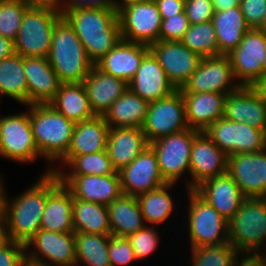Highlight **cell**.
Returning <instances> with one entry per match:
<instances>
[{"instance_id":"6da1fadb","label":"cell","mask_w":266,"mask_h":266,"mask_svg":"<svg viewBox=\"0 0 266 266\" xmlns=\"http://www.w3.org/2000/svg\"><path fill=\"white\" fill-rule=\"evenodd\" d=\"M59 182L57 174L49 172L13 199L6 195L4 218L10 240L25 245L41 229L47 194Z\"/></svg>"},{"instance_id":"7a4b0ae2","label":"cell","mask_w":266,"mask_h":266,"mask_svg":"<svg viewBox=\"0 0 266 266\" xmlns=\"http://www.w3.org/2000/svg\"><path fill=\"white\" fill-rule=\"evenodd\" d=\"M63 17L73 27L95 64L121 39L118 13L108 8H85L66 12Z\"/></svg>"},{"instance_id":"3957f363","label":"cell","mask_w":266,"mask_h":266,"mask_svg":"<svg viewBox=\"0 0 266 266\" xmlns=\"http://www.w3.org/2000/svg\"><path fill=\"white\" fill-rule=\"evenodd\" d=\"M29 120L39 155L49 164L43 174L49 173L66 155L76 123L49 103L29 105Z\"/></svg>"},{"instance_id":"277c9868","label":"cell","mask_w":266,"mask_h":266,"mask_svg":"<svg viewBox=\"0 0 266 266\" xmlns=\"http://www.w3.org/2000/svg\"><path fill=\"white\" fill-rule=\"evenodd\" d=\"M47 59L61 83H82L94 65L63 16L54 26Z\"/></svg>"},{"instance_id":"5b68a950","label":"cell","mask_w":266,"mask_h":266,"mask_svg":"<svg viewBox=\"0 0 266 266\" xmlns=\"http://www.w3.org/2000/svg\"><path fill=\"white\" fill-rule=\"evenodd\" d=\"M228 237L238 252H266V198L243 200L228 221Z\"/></svg>"},{"instance_id":"8992f818","label":"cell","mask_w":266,"mask_h":266,"mask_svg":"<svg viewBox=\"0 0 266 266\" xmlns=\"http://www.w3.org/2000/svg\"><path fill=\"white\" fill-rule=\"evenodd\" d=\"M187 218L185 230L190 248L220 245L229 242L228 221L195 190H186Z\"/></svg>"},{"instance_id":"52a82bcc","label":"cell","mask_w":266,"mask_h":266,"mask_svg":"<svg viewBox=\"0 0 266 266\" xmlns=\"http://www.w3.org/2000/svg\"><path fill=\"white\" fill-rule=\"evenodd\" d=\"M61 17L56 9L29 7L14 40L16 54L22 57H47L54 26Z\"/></svg>"},{"instance_id":"ba28073f","label":"cell","mask_w":266,"mask_h":266,"mask_svg":"<svg viewBox=\"0 0 266 266\" xmlns=\"http://www.w3.org/2000/svg\"><path fill=\"white\" fill-rule=\"evenodd\" d=\"M27 111L0 116V158L17 163H34L39 155Z\"/></svg>"},{"instance_id":"9c48e42d","label":"cell","mask_w":266,"mask_h":266,"mask_svg":"<svg viewBox=\"0 0 266 266\" xmlns=\"http://www.w3.org/2000/svg\"><path fill=\"white\" fill-rule=\"evenodd\" d=\"M25 253L28 266H74L75 233L40 229L25 244Z\"/></svg>"},{"instance_id":"30bf717a","label":"cell","mask_w":266,"mask_h":266,"mask_svg":"<svg viewBox=\"0 0 266 266\" xmlns=\"http://www.w3.org/2000/svg\"><path fill=\"white\" fill-rule=\"evenodd\" d=\"M199 132L188 128L149 143L156 153L160 173L167 183H178L181 176L186 172L189 174L192 143Z\"/></svg>"},{"instance_id":"8fae6325","label":"cell","mask_w":266,"mask_h":266,"mask_svg":"<svg viewBox=\"0 0 266 266\" xmlns=\"http://www.w3.org/2000/svg\"><path fill=\"white\" fill-rule=\"evenodd\" d=\"M228 57L238 83L251 87L266 76V32L250 28Z\"/></svg>"},{"instance_id":"7c38bea8","label":"cell","mask_w":266,"mask_h":266,"mask_svg":"<svg viewBox=\"0 0 266 266\" xmlns=\"http://www.w3.org/2000/svg\"><path fill=\"white\" fill-rule=\"evenodd\" d=\"M204 132L227 156L260 152L266 148L265 131L223 117L213 122Z\"/></svg>"},{"instance_id":"4fadbf2b","label":"cell","mask_w":266,"mask_h":266,"mask_svg":"<svg viewBox=\"0 0 266 266\" xmlns=\"http://www.w3.org/2000/svg\"><path fill=\"white\" fill-rule=\"evenodd\" d=\"M188 128L185 103L179 89L169 96L149 103L142 127L148 143Z\"/></svg>"},{"instance_id":"5bb4252c","label":"cell","mask_w":266,"mask_h":266,"mask_svg":"<svg viewBox=\"0 0 266 266\" xmlns=\"http://www.w3.org/2000/svg\"><path fill=\"white\" fill-rule=\"evenodd\" d=\"M238 83L228 55L202 57L197 70L179 89L181 93L219 92L229 94L238 90Z\"/></svg>"},{"instance_id":"9a60e30c","label":"cell","mask_w":266,"mask_h":266,"mask_svg":"<svg viewBox=\"0 0 266 266\" xmlns=\"http://www.w3.org/2000/svg\"><path fill=\"white\" fill-rule=\"evenodd\" d=\"M118 19L121 39L148 46L159 41L162 17L154 0L125 6Z\"/></svg>"},{"instance_id":"2e32d148","label":"cell","mask_w":266,"mask_h":266,"mask_svg":"<svg viewBox=\"0 0 266 266\" xmlns=\"http://www.w3.org/2000/svg\"><path fill=\"white\" fill-rule=\"evenodd\" d=\"M228 156L206 135L199 132L193 140L190 171L185 189L194 190L204 180L227 173Z\"/></svg>"},{"instance_id":"e0dca14e","label":"cell","mask_w":266,"mask_h":266,"mask_svg":"<svg viewBox=\"0 0 266 266\" xmlns=\"http://www.w3.org/2000/svg\"><path fill=\"white\" fill-rule=\"evenodd\" d=\"M227 173L246 198H266V148L254 153L229 154Z\"/></svg>"},{"instance_id":"ac0fdd59","label":"cell","mask_w":266,"mask_h":266,"mask_svg":"<svg viewBox=\"0 0 266 266\" xmlns=\"http://www.w3.org/2000/svg\"><path fill=\"white\" fill-rule=\"evenodd\" d=\"M119 176L122 193L136 197L167 184L160 173L156 153L150 145L122 168Z\"/></svg>"},{"instance_id":"d6986e66","label":"cell","mask_w":266,"mask_h":266,"mask_svg":"<svg viewBox=\"0 0 266 266\" xmlns=\"http://www.w3.org/2000/svg\"><path fill=\"white\" fill-rule=\"evenodd\" d=\"M149 47L176 89H180L197 70L202 59L181 41H157Z\"/></svg>"},{"instance_id":"ffe728a7","label":"cell","mask_w":266,"mask_h":266,"mask_svg":"<svg viewBox=\"0 0 266 266\" xmlns=\"http://www.w3.org/2000/svg\"><path fill=\"white\" fill-rule=\"evenodd\" d=\"M58 178L70 190L75 199L108 206L123 194L117 171L106 176H58Z\"/></svg>"},{"instance_id":"44dd1931","label":"cell","mask_w":266,"mask_h":266,"mask_svg":"<svg viewBox=\"0 0 266 266\" xmlns=\"http://www.w3.org/2000/svg\"><path fill=\"white\" fill-rule=\"evenodd\" d=\"M128 88L149 103L177 90L151 51L142 59L135 76L128 83Z\"/></svg>"},{"instance_id":"7402d4cb","label":"cell","mask_w":266,"mask_h":266,"mask_svg":"<svg viewBox=\"0 0 266 266\" xmlns=\"http://www.w3.org/2000/svg\"><path fill=\"white\" fill-rule=\"evenodd\" d=\"M194 190L227 221L246 198L228 173L206 179Z\"/></svg>"},{"instance_id":"603a6c76","label":"cell","mask_w":266,"mask_h":266,"mask_svg":"<svg viewBox=\"0 0 266 266\" xmlns=\"http://www.w3.org/2000/svg\"><path fill=\"white\" fill-rule=\"evenodd\" d=\"M149 51L150 47L146 44L120 39L95 65L103 72L129 83Z\"/></svg>"},{"instance_id":"cb8c5ba5","label":"cell","mask_w":266,"mask_h":266,"mask_svg":"<svg viewBox=\"0 0 266 266\" xmlns=\"http://www.w3.org/2000/svg\"><path fill=\"white\" fill-rule=\"evenodd\" d=\"M222 117L266 132V106L251 87L241 86L227 95Z\"/></svg>"},{"instance_id":"d4e9b609","label":"cell","mask_w":266,"mask_h":266,"mask_svg":"<svg viewBox=\"0 0 266 266\" xmlns=\"http://www.w3.org/2000/svg\"><path fill=\"white\" fill-rule=\"evenodd\" d=\"M28 105L50 103L61 82L47 57H24Z\"/></svg>"},{"instance_id":"484cf974","label":"cell","mask_w":266,"mask_h":266,"mask_svg":"<svg viewBox=\"0 0 266 266\" xmlns=\"http://www.w3.org/2000/svg\"><path fill=\"white\" fill-rule=\"evenodd\" d=\"M147 146L149 143L142 128L109 127L106 150L117 172L129 165Z\"/></svg>"},{"instance_id":"4316f807","label":"cell","mask_w":266,"mask_h":266,"mask_svg":"<svg viewBox=\"0 0 266 266\" xmlns=\"http://www.w3.org/2000/svg\"><path fill=\"white\" fill-rule=\"evenodd\" d=\"M82 84L95 116H104L112 103L128 89L127 82L103 72L95 64Z\"/></svg>"},{"instance_id":"83f0119b","label":"cell","mask_w":266,"mask_h":266,"mask_svg":"<svg viewBox=\"0 0 266 266\" xmlns=\"http://www.w3.org/2000/svg\"><path fill=\"white\" fill-rule=\"evenodd\" d=\"M227 95L219 92L182 93L189 128L205 131L222 118Z\"/></svg>"},{"instance_id":"f1b7e54d","label":"cell","mask_w":266,"mask_h":266,"mask_svg":"<svg viewBox=\"0 0 266 266\" xmlns=\"http://www.w3.org/2000/svg\"><path fill=\"white\" fill-rule=\"evenodd\" d=\"M72 212V193L59 182L47 194L40 228L51 232L74 233Z\"/></svg>"},{"instance_id":"f546056e","label":"cell","mask_w":266,"mask_h":266,"mask_svg":"<svg viewBox=\"0 0 266 266\" xmlns=\"http://www.w3.org/2000/svg\"><path fill=\"white\" fill-rule=\"evenodd\" d=\"M109 126L103 116L77 122L65 156H82L106 150Z\"/></svg>"},{"instance_id":"4dcf8cb0","label":"cell","mask_w":266,"mask_h":266,"mask_svg":"<svg viewBox=\"0 0 266 266\" xmlns=\"http://www.w3.org/2000/svg\"><path fill=\"white\" fill-rule=\"evenodd\" d=\"M211 21L215 28L221 55H228L236 49L245 33L250 29L240 5L228 10H215Z\"/></svg>"},{"instance_id":"1f68e13d","label":"cell","mask_w":266,"mask_h":266,"mask_svg":"<svg viewBox=\"0 0 266 266\" xmlns=\"http://www.w3.org/2000/svg\"><path fill=\"white\" fill-rule=\"evenodd\" d=\"M107 209L113 236L127 238L146 225L136 196L122 194Z\"/></svg>"},{"instance_id":"d6a6232c","label":"cell","mask_w":266,"mask_h":266,"mask_svg":"<svg viewBox=\"0 0 266 266\" xmlns=\"http://www.w3.org/2000/svg\"><path fill=\"white\" fill-rule=\"evenodd\" d=\"M149 102L134 94L129 88L110 106L103 116L109 127L142 128Z\"/></svg>"},{"instance_id":"836d02e7","label":"cell","mask_w":266,"mask_h":266,"mask_svg":"<svg viewBox=\"0 0 266 266\" xmlns=\"http://www.w3.org/2000/svg\"><path fill=\"white\" fill-rule=\"evenodd\" d=\"M49 104L75 123L95 117L82 83H61L54 99Z\"/></svg>"},{"instance_id":"e575fe53","label":"cell","mask_w":266,"mask_h":266,"mask_svg":"<svg viewBox=\"0 0 266 266\" xmlns=\"http://www.w3.org/2000/svg\"><path fill=\"white\" fill-rule=\"evenodd\" d=\"M74 233L111 235L107 206L73 198Z\"/></svg>"},{"instance_id":"d590c367","label":"cell","mask_w":266,"mask_h":266,"mask_svg":"<svg viewBox=\"0 0 266 266\" xmlns=\"http://www.w3.org/2000/svg\"><path fill=\"white\" fill-rule=\"evenodd\" d=\"M10 97L21 105H28L27 79L24 71V57L14 54L0 60V101Z\"/></svg>"},{"instance_id":"8d00e7d4","label":"cell","mask_w":266,"mask_h":266,"mask_svg":"<svg viewBox=\"0 0 266 266\" xmlns=\"http://www.w3.org/2000/svg\"><path fill=\"white\" fill-rule=\"evenodd\" d=\"M58 163L62 165L61 168H52L51 170L57 176H106L116 172L107 150L82 156H64Z\"/></svg>"},{"instance_id":"74e56055","label":"cell","mask_w":266,"mask_h":266,"mask_svg":"<svg viewBox=\"0 0 266 266\" xmlns=\"http://www.w3.org/2000/svg\"><path fill=\"white\" fill-rule=\"evenodd\" d=\"M175 185L176 183H167L156 190L137 196L146 225H163L166 220L168 221L171 214H174L173 211L177 208H175V202L172 197L171 189H173Z\"/></svg>"},{"instance_id":"f35d334b","label":"cell","mask_w":266,"mask_h":266,"mask_svg":"<svg viewBox=\"0 0 266 266\" xmlns=\"http://www.w3.org/2000/svg\"><path fill=\"white\" fill-rule=\"evenodd\" d=\"M110 235L75 233L76 264L111 266L108 248Z\"/></svg>"},{"instance_id":"ab89813d","label":"cell","mask_w":266,"mask_h":266,"mask_svg":"<svg viewBox=\"0 0 266 266\" xmlns=\"http://www.w3.org/2000/svg\"><path fill=\"white\" fill-rule=\"evenodd\" d=\"M181 42L201 57L220 56L215 28L212 21L190 24Z\"/></svg>"},{"instance_id":"60d3db41","label":"cell","mask_w":266,"mask_h":266,"mask_svg":"<svg viewBox=\"0 0 266 266\" xmlns=\"http://www.w3.org/2000/svg\"><path fill=\"white\" fill-rule=\"evenodd\" d=\"M192 265L190 266H232L238 251L230 243L189 248Z\"/></svg>"},{"instance_id":"b9f144b4","label":"cell","mask_w":266,"mask_h":266,"mask_svg":"<svg viewBox=\"0 0 266 266\" xmlns=\"http://www.w3.org/2000/svg\"><path fill=\"white\" fill-rule=\"evenodd\" d=\"M28 8L22 0H0V35L14 41Z\"/></svg>"},{"instance_id":"7bdbcfd3","label":"cell","mask_w":266,"mask_h":266,"mask_svg":"<svg viewBox=\"0 0 266 266\" xmlns=\"http://www.w3.org/2000/svg\"><path fill=\"white\" fill-rule=\"evenodd\" d=\"M154 226L145 225L142 229L127 237L135 254L137 261L145 260L153 255L159 247L160 235Z\"/></svg>"},{"instance_id":"ee69618b","label":"cell","mask_w":266,"mask_h":266,"mask_svg":"<svg viewBox=\"0 0 266 266\" xmlns=\"http://www.w3.org/2000/svg\"><path fill=\"white\" fill-rule=\"evenodd\" d=\"M108 254L111 266H126L137 261L134 250L126 237L110 235Z\"/></svg>"},{"instance_id":"f6af8a7d","label":"cell","mask_w":266,"mask_h":266,"mask_svg":"<svg viewBox=\"0 0 266 266\" xmlns=\"http://www.w3.org/2000/svg\"><path fill=\"white\" fill-rule=\"evenodd\" d=\"M189 26L185 11L162 19L159 41H181Z\"/></svg>"},{"instance_id":"bcb514c9","label":"cell","mask_w":266,"mask_h":266,"mask_svg":"<svg viewBox=\"0 0 266 266\" xmlns=\"http://www.w3.org/2000/svg\"><path fill=\"white\" fill-rule=\"evenodd\" d=\"M184 11L190 24H200L211 21L215 9L212 0H185Z\"/></svg>"},{"instance_id":"7dc6e473","label":"cell","mask_w":266,"mask_h":266,"mask_svg":"<svg viewBox=\"0 0 266 266\" xmlns=\"http://www.w3.org/2000/svg\"><path fill=\"white\" fill-rule=\"evenodd\" d=\"M239 5L248 26L259 29L266 15V0H240Z\"/></svg>"},{"instance_id":"c3c4849f","label":"cell","mask_w":266,"mask_h":266,"mask_svg":"<svg viewBox=\"0 0 266 266\" xmlns=\"http://www.w3.org/2000/svg\"><path fill=\"white\" fill-rule=\"evenodd\" d=\"M0 266H27L25 245L11 240L1 247Z\"/></svg>"},{"instance_id":"681fc988","label":"cell","mask_w":266,"mask_h":266,"mask_svg":"<svg viewBox=\"0 0 266 266\" xmlns=\"http://www.w3.org/2000/svg\"><path fill=\"white\" fill-rule=\"evenodd\" d=\"M85 8H108L114 10V0H62L60 13Z\"/></svg>"},{"instance_id":"f907efd6","label":"cell","mask_w":266,"mask_h":266,"mask_svg":"<svg viewBox=\"0 0 266 266\" xmlns=\"http://www.w3.org/2000/svg\"><path fill=\"white\" fill-rule=\"evenodd\" d=\"M232 266H266V253L238 252Z\"/></svg>"},{"instance_id":"816d5d0a","label":"cell","mask_w":266,"mask_h":266,"mask_svg":"<svg viewBox=\"0 0 266 266\" xmlns=\"http://www.w3.org/2000/svg\"><path fill=\"white\" fill-rule=\"evenodd\" d=\"M162 19L184 12L185 0H154Z\"/></svg>"},{"instance_id":"f5cc1de1","label":"cell","mask_w":266,"mask_h":266,"mask_svg":"<svg viewBox=\"0 0 266 266\" xmlns=\"http://www.w3.org/2000/svg\"><path fill=\"white\" fill-rule=\"evenodd\" d=\"M15 53L16 52H15L14 41L0 35V60L9 58Z\"/></svg>"},{"instance_id":"db71d44e","label":"cell","mask_w":266,"mask_h":266,"mask_svg":"<svg viewBox=\"0 0 266 266\" xmlns=\"http://www.w3.org/2000/svg\"><path fill=\"white\" fill-rule=\"evenodd\" d=\"M29 7H46L60 10L62 0H22Z\"/></svg>"},{"instance_id":"11a10c76","label":"cell","mask_w":266,"mask_h":266,"mask_svg":"<svg viewBox=\"0 0 266 266\" xmlns=\"http://www.w3.org/2000/svg\"><path fill=\"white\" fill-rule=\"evenodd\" d=\"M251 88L259 96L262 103L266 106V76H264L259 81H256Z\"/></svg>"},{"instance_id":"9f6ffc18","label":"cell","mask_w":266,"mask_h":266,"mask_svg":"<svg viewBox=\"0 0 266 266\" xmlns=\"http://www.w3.org/2000/svg\"><path fill=\"white\" fill-rule=\"evenodd\" d=\"M240 0H212L215 10H228L239 5Z\"/></svg>"},{"instance_id":"6f0895ef","label":"cell","mask_w":266,"mask_h":266,"mask_svg":"<svg viewBox=\"0 0 266 266\" xmlns=\"http://www.w3.org/2000/svg\"><path fill=\"white\" fill-rule=\"evenodd\" d=\"M10 236L6 227L5 219H0V248L10 242Z\"/></svg>"},{"instance_id":"680465c9","label":"cell","mask_w":266,"mask_h":266,"mask_svg":"<svg viewBox=\"0 0 266 266\" xmlns=\"http://www.w3.org/2000/svg\"><path fill=\"white\" fill-rule=\"evenodd\" d=\"M5 182L0 181V219H5L4 218V212H5V199L7 193V188L5 187Z\"/></svg>"},{"instance_id":"91938a15","label":"cell","mask_w":266,"mask_h":266,"mask_svg":"<svg viewBox=\"0 0 266 266\" xmlns=\"http://www.w3.org/2000/svg\"><path fill=\"white\" fill-rule=\"evenodd\" d=\"M147 0H114V10L118 13L125 6L133 3L144 2Z\"/></svg>"},{"instance_id":"94428289","label":"cell","mask_w":266,"mask_h":266,"mask_svg":"<svg viewBox=\"0 0 266 266\" xmlns=\"http://www.w3.org/2000/svg\"><path fill=\"white\" fill-rule=\"evenodd\" d=\"M259 29H261V30L266 32V15H265L264 21L262 23V26Z\"/></svg>"},{"instance_id":"6125c7cd","label":"cell","mask_w":266,"mask_h":266,"mask_svg":"<svg viewBox=\"0 0 266 266\" xmlns=\"http://www.w3.org/2000/svg\"><path fill=\"white\" fill-rule=\"evenodd\" d=\"M4 179V177H2V175H1V173H0V181H5V180H3Z\"/></svg>"}]
</instances>
